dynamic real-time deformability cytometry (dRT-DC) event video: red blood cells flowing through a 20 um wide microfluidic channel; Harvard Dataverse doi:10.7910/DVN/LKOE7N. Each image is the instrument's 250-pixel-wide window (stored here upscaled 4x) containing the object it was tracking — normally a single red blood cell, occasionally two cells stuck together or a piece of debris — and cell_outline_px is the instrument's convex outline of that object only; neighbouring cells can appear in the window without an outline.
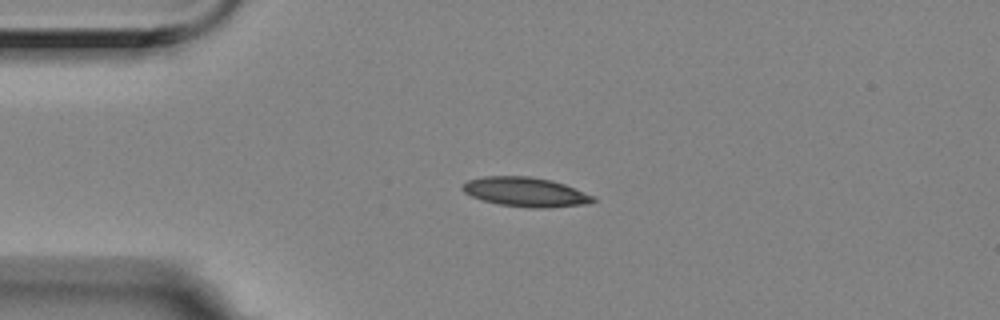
{"species": "Egyptian fruit bat (a non-hibernating species)", "species_latin": "Rousettus aegyptiacus", "temperature_condition": "room temperature", "stored_images_in_passage": 44, "camera_frame_rate_fps": 3000, "um_per_image_px": 0.085, "animal": {"sex": "female"}, "frame": {"image": 1, "passage_image": 1, "time_ms": 0.0, "image_size_px": [1000, 320], "cell_outline_px": [[596, 200], [588, 204], [536, 208], [532, 208], [500, 204], [484, 200], [472, 196], [464, 192], [460, 188], [468, 180], [484, 176], [528, 176], [552, 180], [564, 184], [592, 196]], "centroid_in_image_um": [44.64, 16.31], "position_along_channel_um": 40.4, "area_um2": 21.96}}
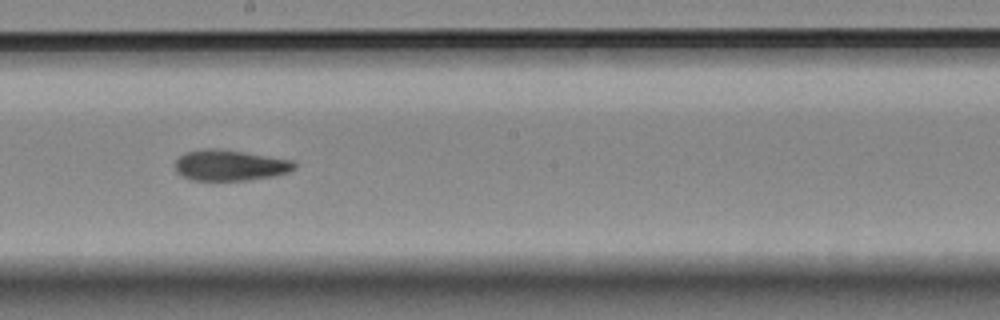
{"frame": {"image": 2, "passage_image": 19, "time_ms": 6.0, "image_size_px": [1000, 320], "cell_outline_px": [[296, 168], [288, 172], [272, 176], [248, 180], [192, 180], [180, 176], [176, 172], [176, 160], [184, 152], [204, 148], [216, 148], [244, 152], [292, 160], [296, 164]], "centroid_in_image_um": [19.51, 14.04], "position_along_channel_um": 228.7, "area_um2": 21.44}}
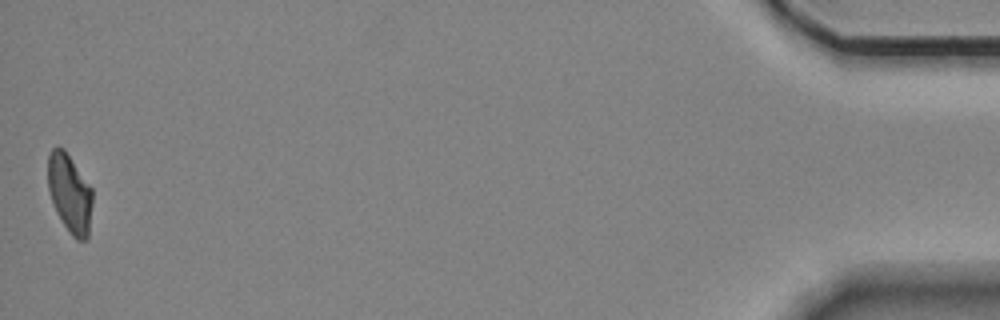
{"frame": {"image": 3, "passage_image": 44, "time_ms": 14.333, "image_size_px": [1000, 320], "cell_outline_px": [[92, 204], [88, 240], [76, 240], [72, 236], [56, 212], [48, 188], [48, 156], [52, 148], [64, 148], [92, 188]], "centroid_in_image_um": [5.94, 16.45], "position_along_channel_um": 429.3, "area_um2": 20.35}, "authors_computed_cell_mechanics": {"area_um2": 21.4149, "velocity_mm_per_s": 3.5285, "shape_relaxation_time_tau1_ms": 10.1275, "shape_relaxation_time_tau2_ms": 3.7, "deformation_change_tau1": 0.2355, "deformation_change_tau2": 0.1018}}